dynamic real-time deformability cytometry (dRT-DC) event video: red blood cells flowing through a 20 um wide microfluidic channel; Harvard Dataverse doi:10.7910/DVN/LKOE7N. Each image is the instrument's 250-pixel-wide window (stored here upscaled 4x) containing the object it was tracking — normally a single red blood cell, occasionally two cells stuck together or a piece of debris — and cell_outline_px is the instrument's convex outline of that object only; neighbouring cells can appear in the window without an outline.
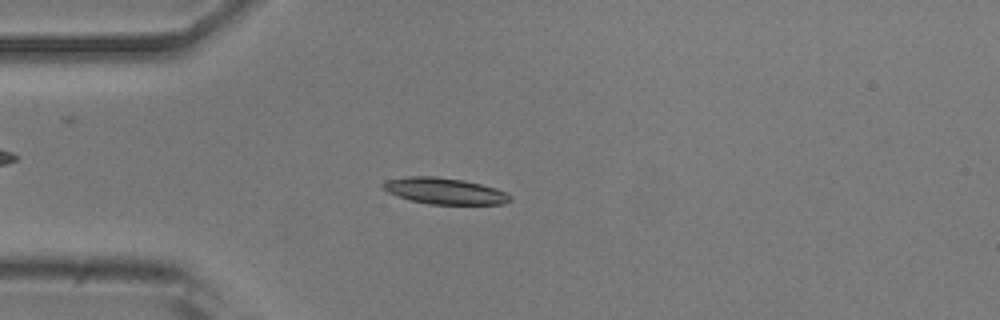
{"species": "common noctule bat (a hibernating species)", "species_latin": "Nyctalus noctula", "temperature_condition": "room temperature", "stored_images_in_passage": 47, "camera_frame_rate_fps": 3000, "um_per_image_px": 0.085, "animal": {"sex": "male", "body_mass_g": 20.5, "forearm_length_mm": 52.5}, "frame": {"image": 1, "passage_image": 9, "time_ms": 2.667, "image_size_px": [1000, 320], "cell_outline_px": [[512, 200], [504, 204], [428, 204], [412, 200], [388, 192], [380, 184], [388, 180], [408, 176], [436, 176], [464, 180], [496, 188], [512, 196]], "centroid_in_image_um": [37.82, 16.23], "position_along_channel_um": 47.2, "area_um2": 19.31}}
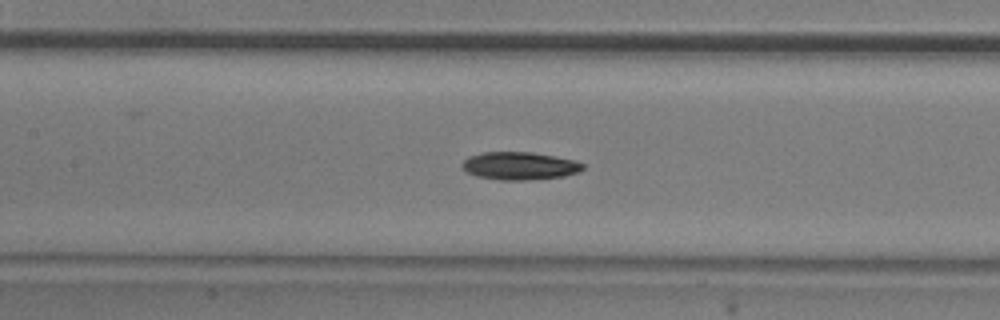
{"frame": {"image": 2, "passage_image": 19, "time_ms": 6.0, "image_size_px": [1000, 320], "cell_outline_px": [[584, 168], [580, 172], [564, 176], [528, 180], [500, 180], [476, 176], [468, 172], [460, 164], [468, 156], [484, 152], [532, 152], [576, 160], [584, 164]], "centroid_in_image_um": [44.19, 14.1], "position_along_channel_um": 163.2, "area_um2": 19.65}}
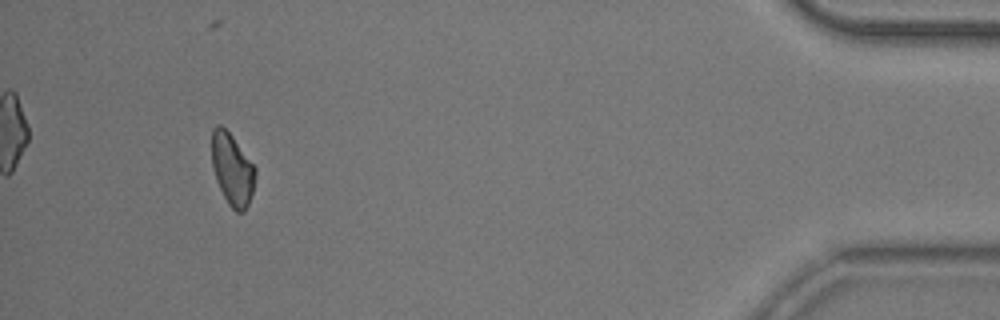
{"frame": {"image": 3, "passage_image": 44, "time_ms": 14.333, "image_size_px": [1000, 320], "cell_outline_px": [[256, 172], [252, 192], [248, 204], [244, 212], [236, 212], [228, 204], [216, 180], [212, 164], [212, 128], [216, 124], [220, 124], [232, 136], [256, 168]], "centroid_in_image_um": [19.73, 14.39], "position_along_channel_um": 415.5, "area_um2": 18.03}, "authors_computed_cell_mechanics": {"area_um2": 19.2474, "velocity_mm_per_s": 3.8512, "shape_relaxation_time_tau1_ms": 4.9423, "shape_relaxation_time_tau2_ms": null, "deformation_change_tau1": 0.1559, "deformation_change_tau2": null}}